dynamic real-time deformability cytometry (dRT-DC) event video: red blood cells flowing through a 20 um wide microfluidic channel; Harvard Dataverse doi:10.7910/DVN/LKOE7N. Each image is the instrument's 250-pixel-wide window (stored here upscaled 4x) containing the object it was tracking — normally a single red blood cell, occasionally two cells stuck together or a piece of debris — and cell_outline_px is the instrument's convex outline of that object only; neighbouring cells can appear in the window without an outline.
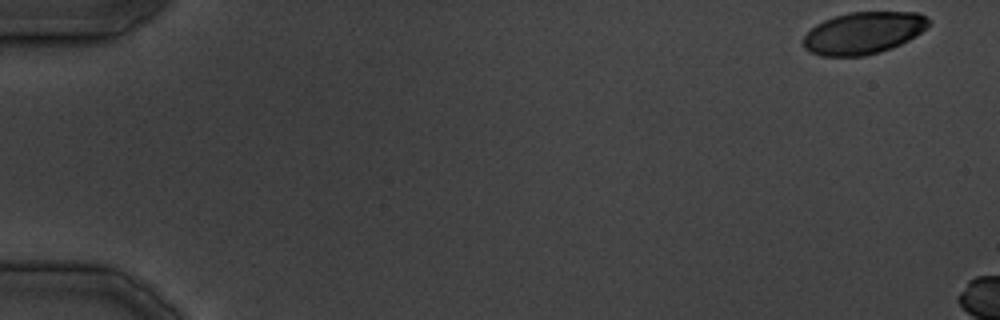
{"species": "common noctule bat (a hibernating species)", "species_latin": "Nyctalus noctula", "temperature_condition": "cold", "stored_images_in_passage": 4, "camera_frame_rate_fps": 3000, "um_per_image_px": 0.085, "animal": {"sex": "male", "body_mass_g": 19.5, "forearm_length_mm": 54.6}, "frame": {"image": 1, "passage_image": 1, "time_ms": 0.0, "image_size_px": [1000, 320], "cell_outline_px": [[932, 20], [920, 32], [908, 40], [892, 48], [864, 56], [824, 56], [812, 52], [804, 48], [804, 36], [816, 24], [824, 20], [836, 16], [852, 12], [920, 12]], "centroid_in_image_um": [73.4, 2.79], "position_along_channel_um": 11.6, "area_um2": 30.4}}